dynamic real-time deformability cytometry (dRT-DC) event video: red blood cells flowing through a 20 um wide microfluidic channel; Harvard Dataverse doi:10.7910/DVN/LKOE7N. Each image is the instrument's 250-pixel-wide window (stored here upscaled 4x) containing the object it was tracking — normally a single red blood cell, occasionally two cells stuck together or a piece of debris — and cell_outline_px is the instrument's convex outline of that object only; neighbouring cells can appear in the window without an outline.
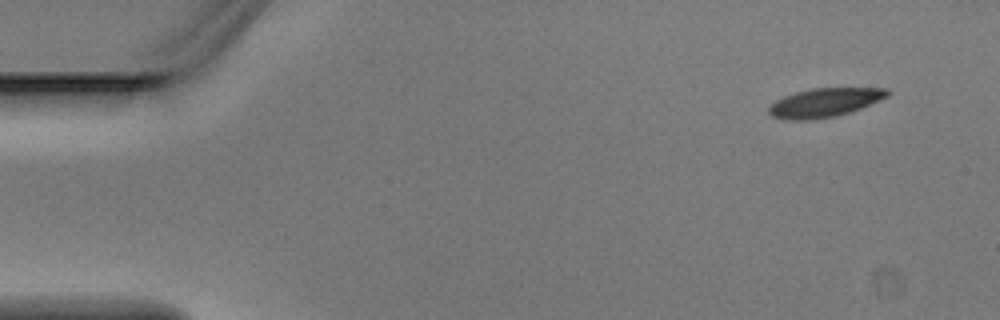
{"species": "Egyptian fruit bat (a non-hibernating species)", "species_latin": "Rousettus aegyptiacus", "temperature_condition": "warm", "stored_images_in_passage": 3, "camera_frame_rate_fps": 3000, "um_per_image_px": 0.085, "animal": {"sex": "male"}, "frame": {"image": 1, "passage_image": 1, "time_ms": 0.0, "image_size_px": [1000, 320], "cell_outline_px": [[892, 92], [888, 96], [880, 100], [860, 108], [836, 116], [816, 120], [784, 120], [772, 116], [768, 112], [768, 108], [776, 100], [784, 96], [796, 92], [812, 88], [888, 88]], "centroid_in_image_um": [70.09, 8.72], "position_along_channel_um": 14.9, "area_um2": 20.0}}
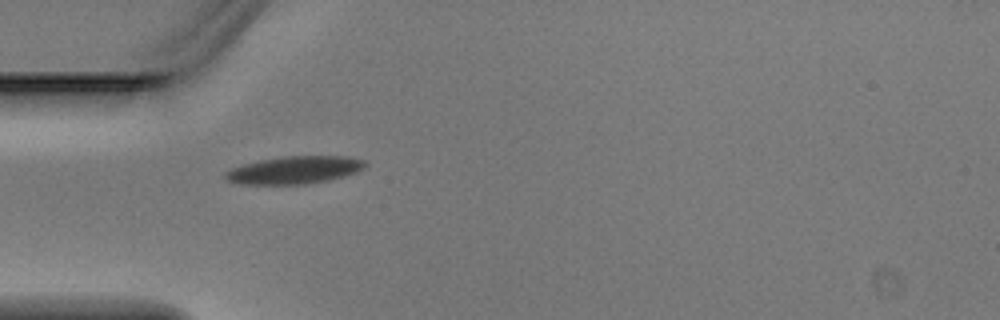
{"frame": {"image": 2, "passage_image": 3, "time_ms": 0.667, "image_size_px": [1000, 320], "cell_outline_px": [[368, 164], [364, 168], [356, 172], [328, 180], [304, 184], [240, 184], [228, 180], [224, 176], [224, 172], [232, 168], [244, 164], [260, 160], [280, 156], [348, 156], [364, 160]], "centroid_in_image_um": [25.04, 14.44], "position_along_channel_um": 60.0, "area_um2": 22.43}}